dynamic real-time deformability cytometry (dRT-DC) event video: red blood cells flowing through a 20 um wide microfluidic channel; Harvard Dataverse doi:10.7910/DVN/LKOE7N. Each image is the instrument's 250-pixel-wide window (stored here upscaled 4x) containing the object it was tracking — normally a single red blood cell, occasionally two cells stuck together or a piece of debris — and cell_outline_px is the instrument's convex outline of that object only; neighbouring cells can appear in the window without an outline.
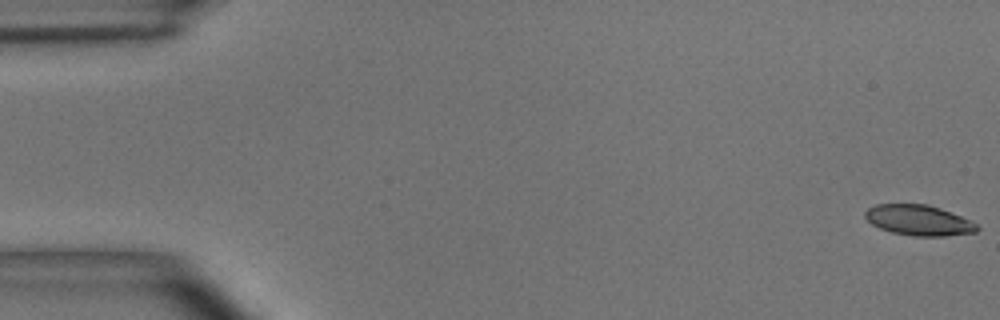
{"species": "common noctule bat (a hibernating species)", "species_latin": "Nyctalus noctula", "temperature_condition": "room temperature", "stored_images_in_passage": 56, "camera_frame_rate_fps": 3000, "um_per_image_px": 0.085, "animal": {"sex": "male", "body_mass_g": 15.6}, "frame": {"image": 1, "passage_image": 1, "time_ms": 0.0, "image_size_px": [1000, 320], "cell_outline_px": [[980, 228], [976, 232], [944, 236], [912, 236], [892, 232], [880, 228], [872, 224], [864, 216], [864, 212], [868, 208], [876, 204], [928, 204], [952, 212], [976, 224]], "centroid_in_image_um": [78.08, 18.72], "position_along_channel_um": 6.9, "area_um2": 19.83}}
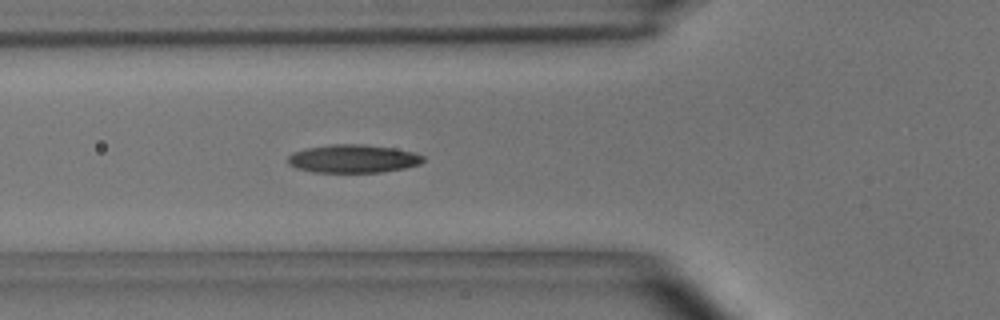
{"frame": {"image": 2, "passage_image": 20, "time_ms": 6.333, "image_size_px": [1000, 320], "cell_outline_px": [[424, 160], [420, 164], [404, 168], [380, 172], [312, 172], [296, 168], [288, 164], [288, 156], [292, 152], [304, 148], [328, 144], [364, 144], [392, 148], [412, 152], [424, 156]], "centroid_in_image_um": [29.96, 13.48], "position_along_channel_um": 95.8, "area_um2": 22.31}}
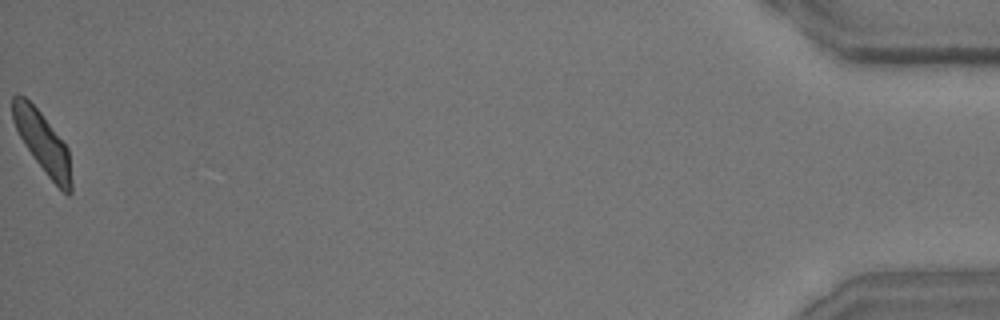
{"frame": {"image": 3, "passage_image": 56, "time_ms": 18.333, "image_size_px": [1000, 320], "cell_outline_px": [[72, 192], [68, 196], [48, 176], [24, 144], [12, 120], [12, 96], [24, 96], [40, 112], [68, 148], [72, 180]], "centroid_in_image_um": [3.64, 12.13], "position_along_channel_um": 431.6, "area_um2": 20.29}, "authors_computed_cell_mechanics": {"area_um2": 21.2415, "velocity_mm_per_s": 3.6061, "shape_relaxation_time_tau1_ms": 4.7324, "shape_relaxation_time_tau2_ms": 1.9887, "deformation_change_tau1": 0.1537, "deformation_change_tau2": 0.0821}}